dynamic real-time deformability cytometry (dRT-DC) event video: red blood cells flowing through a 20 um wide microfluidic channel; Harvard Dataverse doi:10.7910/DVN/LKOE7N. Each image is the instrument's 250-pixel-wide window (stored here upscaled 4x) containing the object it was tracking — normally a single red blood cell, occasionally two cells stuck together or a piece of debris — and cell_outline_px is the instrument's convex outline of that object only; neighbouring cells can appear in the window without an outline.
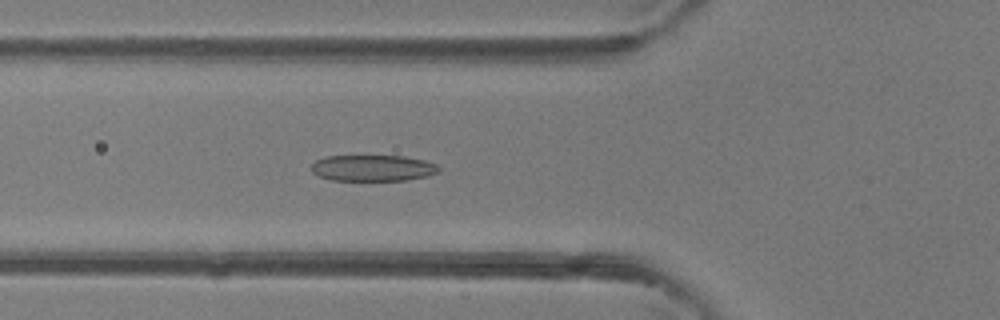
{"species": "common noctule bat (a hibernating species)", "species_latin": "Nyctalus noctula", "temperature_condition": "room temperature", "stored_images_in_passage": 47, "camera_frame_rate_fps": 3000, "um_per_image_px": 0.085, "animal": {"sex": "female"}, "frame": {"image": 1, "passage_image": 17, "time_ms": 5.333, "image_size_px": [1000, 320], "cell_outline_px": [[440, 172], [428, 176], [408, 180], [332, 180], [320, 176], [312, 172], [312, 164], [316, 160], [324, 156], [404, 156], [424, 160], [436, 164], [440, 168]], "centroid_in_image_um": [31.72, 14.28], "position_along_channel_um": 94.1, "area_um2": 19.48}}
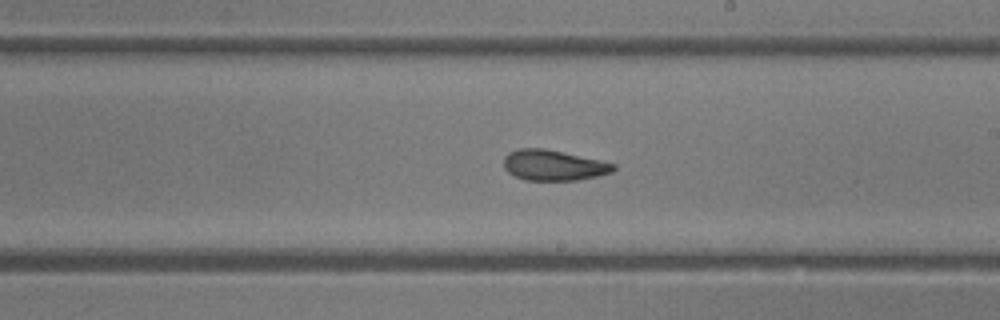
{"frame": {"image": 2, "passage_image": 27, "time_ms": 8.667, "image_size_px": [1000, 320], "cell_outline_px": [[616, 168], [612, 172], [596, 176], [576, 180], [524, 180], [508, 172], [504, 168], [504, 156], [508, 152], [520, 148], [544, 148], [600, 160], [616, 164]], "centroid_in_image_um": [47.03, 14.04], "position_along_channel_um": 242.0, "area_um2": 19.48}}
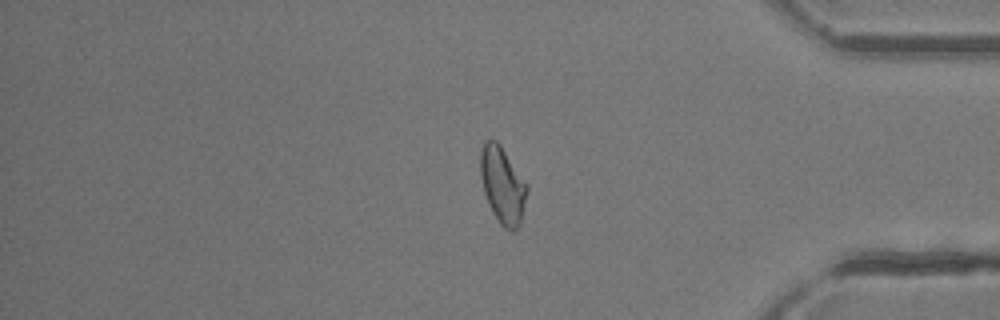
{"frame": {"image": 3, "passage_image": 39, "time_ms": 12.667, "image_size_px": [1000, 320], "cell_outline_px": [[528, 192], [520, 224], [512, 232], [504, 228], [500, 224], [492, 212], [484, 192], [480, 176], [480, 152], [484, 140], [496, 140], [500, 144], [528, 184]], "centroid_in_image_um": [42.72, 15.73], "position_along_channel_um": 392.5, "area_um2": 20.98}, "authors_computed_cell_mechanics": {"area_um2": 20.6924, "velocity_mm_per_s": 4.4168, "shape_relaxation_time_tau1_ms": 5.6615, "shape_relaxation_time_tau2_ms": 1.8826, "deformation_change_tau1": 0.1702, "deformation_change_tau2": 0.0722}}